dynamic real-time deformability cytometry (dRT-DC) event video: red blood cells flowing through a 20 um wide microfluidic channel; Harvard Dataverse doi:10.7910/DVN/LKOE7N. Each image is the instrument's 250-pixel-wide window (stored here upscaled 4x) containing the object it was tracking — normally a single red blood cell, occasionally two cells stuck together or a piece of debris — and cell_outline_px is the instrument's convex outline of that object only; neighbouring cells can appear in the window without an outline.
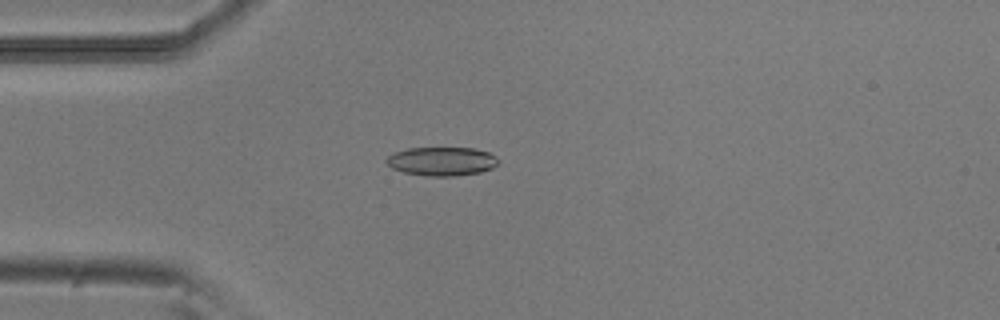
{"species": "common noctule bat (a hibernating species)", "species_latin": "Nyctalus noctula", "temperature_condition": "room temperature", "stored_images_in_passage": 45, "camera_frame_rate_fps": 3000, "um_per_image_px": 0.085, "animal": {"sex": "male", "body_mass_g": 20.5, "forearm_length_mm": 52.5}, "frame": {"image": 1, "passage_image": 7, "time_ms": 2.0, "image_size_px": [1000, 320], "cell_outline_px": [[500, 160], [492, 168], [480, 172], [456, 176], [428, 176], [404, 172], [392, 168], [384, 160], [388, 156], [396, 152], [408, 148], [476, 148], [488, 152], [496, 156]], "centroid_in_image_um": [37.57, 13.71], "position_along_channel_um": 47.4, "area_um2": 18.73}}
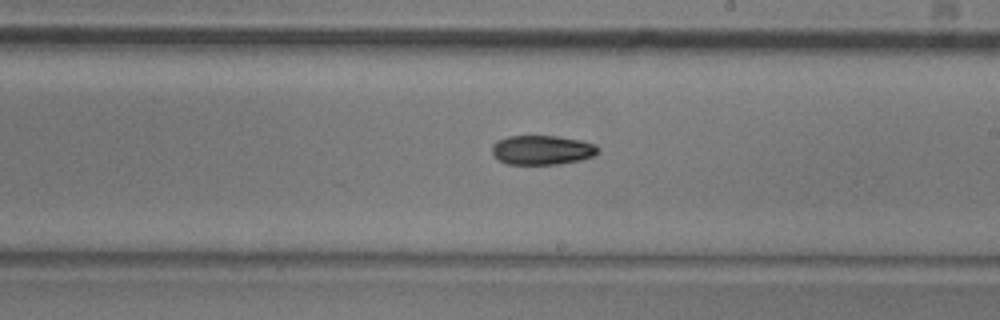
{"frame": {"image": 2, "passage_image": 23, "time_ms": 7.333, "image_size_px": [1000, 320], "cell_outline_px": [[600, 152], [592, 156], [580, 160], [560, 164], [508, 164], [500, 160], [492, 152], [492, 144], [496, 140], [508, 136], [556, 136], [580, 140], [596, 144], [600, 148]], "centroid_in_image_um": [46.1, 12.74], "position_along_channel_um": 242.9, "area_um2": 18.21}}
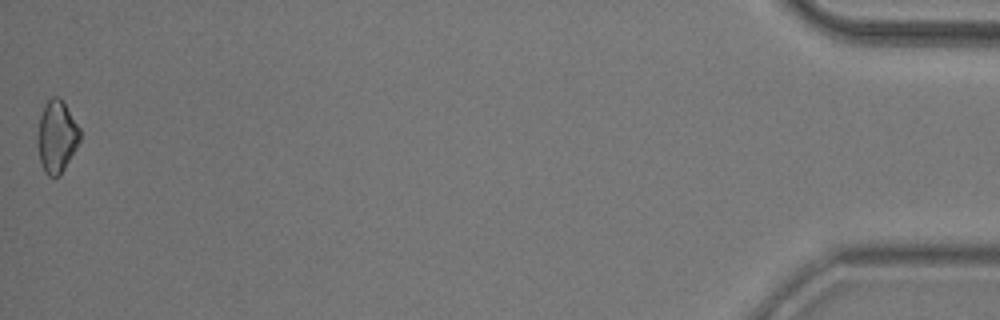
{"frame": {"image": 3, "passage_image": 45, "time_ms": 14.667, "image_size_px": [1000, 320], "cell_outline_px": [[80, 140], [76, 148], [60, 176], [48, 176], [44, 172], [40, 160], [36, 140], [40, 116], [48, 100], [52, 96], [56, 96], [64, 104], [80, 128]], "centroid_in_image_um": [4.81, 11.65], "position_along_channel_um": 430.4, "area_um2": 17.57}, "authors_computed_cell_mechanics": {"area_um2": 18.3226, "velocity_mm_per_s": 3.9018, "shape_relaxation_time_tau1_ms": 9.9329, "shape_relaxation_time_tau2_ms": null, "deformation_change_tau1": 0.1511, "deformation_change_tau2": null}}